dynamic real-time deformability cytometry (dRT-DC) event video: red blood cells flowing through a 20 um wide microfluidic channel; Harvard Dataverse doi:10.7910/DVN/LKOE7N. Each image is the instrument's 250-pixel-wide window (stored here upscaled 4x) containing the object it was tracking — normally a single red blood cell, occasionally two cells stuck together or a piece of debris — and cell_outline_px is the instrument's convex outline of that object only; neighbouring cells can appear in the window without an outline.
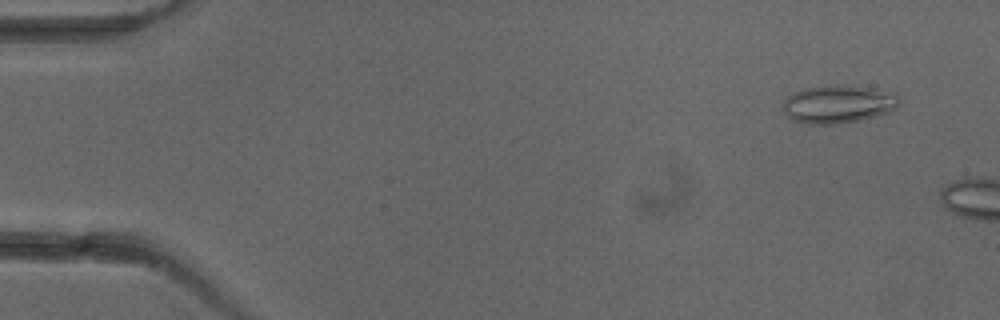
{"species": "common noctule bat (a hibernating species)", "species_latin": "Nyctalus noctula", "temperature_condition": "cold", "stored_images_in_passage": 2, "camera_frame_rate_fps": 3000, "um_per_image_px": 0.085, "animal": {"sex": "female"}, "frame": {"image": 1, "passage_image": 1, "time_ms": 0.0, "image_size_px": [1000, 320], "cell_outline_px": [[900, 104], [896, 108], [888, 112], [860, 120], [836, 124], [808, 124], [792, 120], [784, 116], [780, 108], [784, 100], [792, 92], [804, 88], [836, 84], [868, 88], [896, 92], [900, 96]], "centroid_in_image_um": [71.2, 8.85], "position_along_channel_um": 13.8, "area_um2": 26.24}}